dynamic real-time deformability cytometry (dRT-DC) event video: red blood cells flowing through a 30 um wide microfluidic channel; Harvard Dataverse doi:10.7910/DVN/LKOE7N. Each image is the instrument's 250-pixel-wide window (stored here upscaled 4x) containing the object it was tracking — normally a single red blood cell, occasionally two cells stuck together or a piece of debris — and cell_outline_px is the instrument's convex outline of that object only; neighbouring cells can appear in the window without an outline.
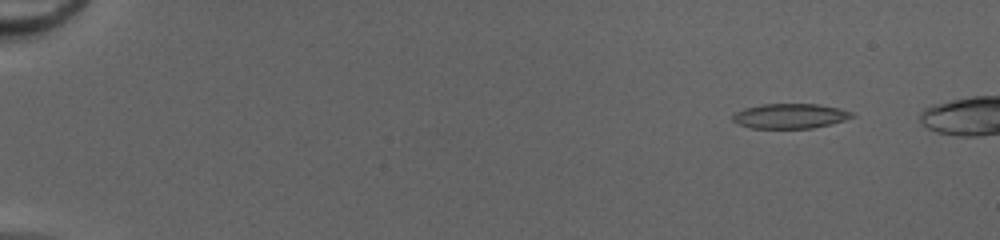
{"species": "common noctule bat (a hibernating species)", "species_latin": "Nyctalus noctula", "temperature_condition": "cold", "stored_images_in_passage": 50, "camera_frame_rate_fps": 3000, "um_per_image_px": 0.085, "animal": {"sex": "female", "body_mass_g": 20.0, "forearm_length_mm": 54.0}, "frame": {"image": 1, "passage_image": 6, "time_ms": 1.667, "image_size_px": [1000, 240], "cell_outline_px": [[856, 116], [844, 120], [812, 128], [752, 128], [740, 124], [732, 120], [732, 116], [736, 112], [744, 108], [760, 104], [820, 104], [840, 108], [852, 112]], "centroid_in_image_um": [67.16, 9.85], "position_along_channel_um": 17.8, "area_um2": 17.22}}
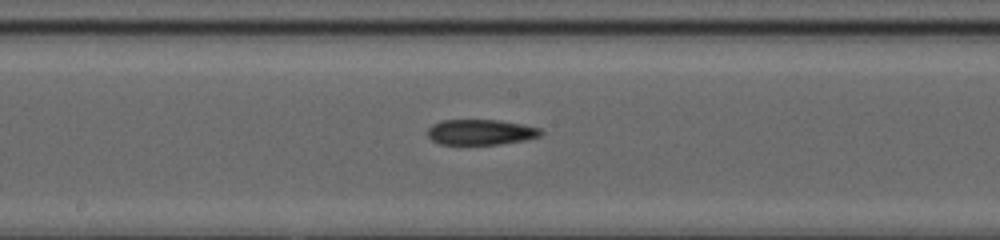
{"frame": {"image": 2, "passage_image": 30, "time_ms": 9.667, "image_size_px": [1000, 240], "cell_outline_px": [[544, 132], [540, 136], [524, 140], [500, 144], [440, 144], [432, 140], [428, 136], [428, 128], [432, 124], [440, 120], [500, 120], [540, 128]], "centroid_in_image_um": [40.85, 11.22], "position_along_channel_um": 207.4, "area_um2": 16.76}}
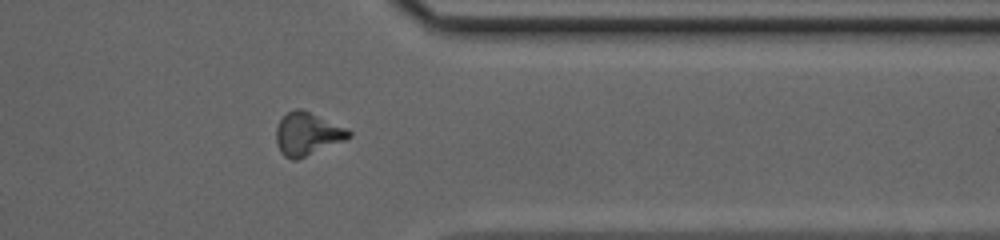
{"frame": {"image": 3, "passage_image": 43, "time_ms": 14.0, "image_size_px": [1000, 240], "cell_outline_px": [[352, 136], [344, 140], [296, 160], [292, 160], [284, 156], [280, 152], [276, 144], [276, 128], [280, 120], [288, 112], [296, 108], [300, 108], [348, 128], [352, 132]], "centroid_in_image_um": [26.11, 11.38], "position_along_channel_um": 385.3, "area_um2": 18.03}}